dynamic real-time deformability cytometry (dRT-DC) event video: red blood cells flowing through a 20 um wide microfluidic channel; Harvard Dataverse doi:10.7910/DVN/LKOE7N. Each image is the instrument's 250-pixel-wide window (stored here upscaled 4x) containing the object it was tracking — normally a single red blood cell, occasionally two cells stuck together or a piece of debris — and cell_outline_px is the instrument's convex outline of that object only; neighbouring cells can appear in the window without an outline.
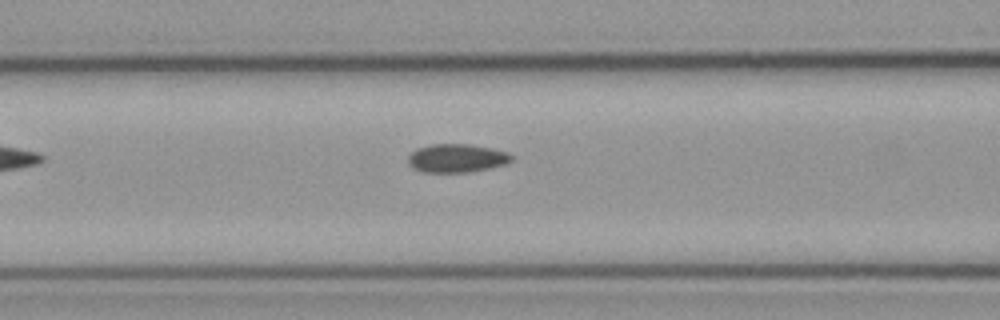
{"species": "common noctule bat (a hibernating species)", "species_latin": "Nyctalus noctula", "temperature_condition": "cold", "stored_images_in_passage": 6, "camera_frame_rate_fps": 3000, "um_per_image_px": 0.085, "animal": {"sex": "male", "body_mass_g": 23.1, "forearm_length_mm": 52.7}, "frame": {"image": 1, "passage_image": 6, "time_ms": 1.667, "image_size_px": [1000, 320], "cell_outline_px": [[512, 160], [504, 164], [488, 168], [468, 172], [420, 172], [412, 168], [408, 164], [408, 156], [416, 148], [432, 144], [468, 144], [492, 148], [508, 152], [512, 156]], "centroid_in_image_um": [38.78, 13.44], "position_along_channel_um": 127.8, "area_um2": 17.17}}